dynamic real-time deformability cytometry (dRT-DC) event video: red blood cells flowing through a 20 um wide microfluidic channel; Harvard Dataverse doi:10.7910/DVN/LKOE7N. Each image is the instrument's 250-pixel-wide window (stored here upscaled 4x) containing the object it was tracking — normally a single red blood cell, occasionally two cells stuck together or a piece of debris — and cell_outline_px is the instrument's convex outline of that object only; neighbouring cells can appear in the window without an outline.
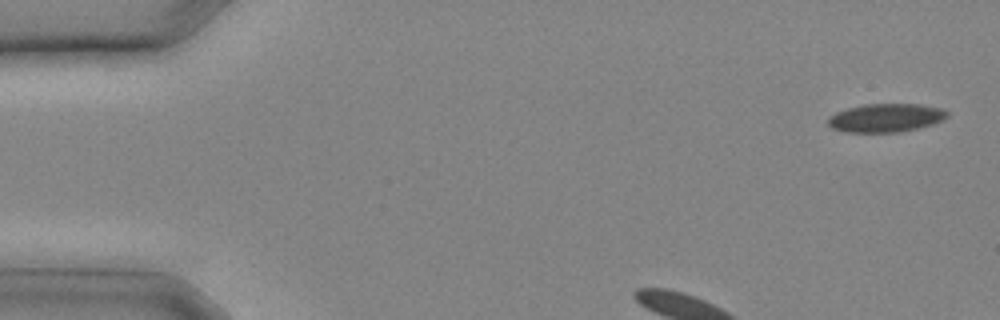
{"species": "common noctule bat (a hibernating species)", "species_latin": "Nyctalus noctula", "temperature_condition": "cold", "stored_images_in_passage": 22, "camera_frame_rate_fps": 3000, "um_per_image_px": 0.085, "animal": {"sex": "male", "body_mass_g": 20.4}, "frame": {"image": 1, "passage_image": 1, "time_ms": 0.0, "image_size_px": [1000, 320], "cell_outline_px": [[948, 116], [944, 120], [936, 124], [900, 132], [844, 132], [832, 128], [828, 124], [828, 116], [836, 112], [848, 108], [864, 104], [920, 104], [940, 108], [948, 112]], "centroid_in_image_um": [75.31, 10.02], "position_along_channel_um": 9.7, "area_um2": 19.94}}
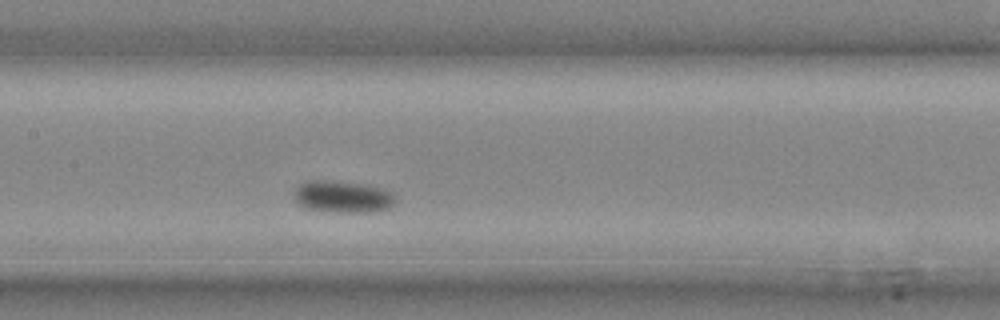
{"frame": {"image": 2, "passage_image": 10, "time_ms": 3.0, "image_size_px": [1000, 320], "cell_outline_px": [[396, 200], [388, 208], [380, 212], [332, 212], [308, 208], [300, 204], [296, 200], [296, 188], [300, 184], [308, 180], [320, 180], [360, 184], [384, 188], [392, 192]], "centroid_in_image_um": [29.19, 16.73], "position_along_channel_um": 178.2, "area_um2": 18.61}}
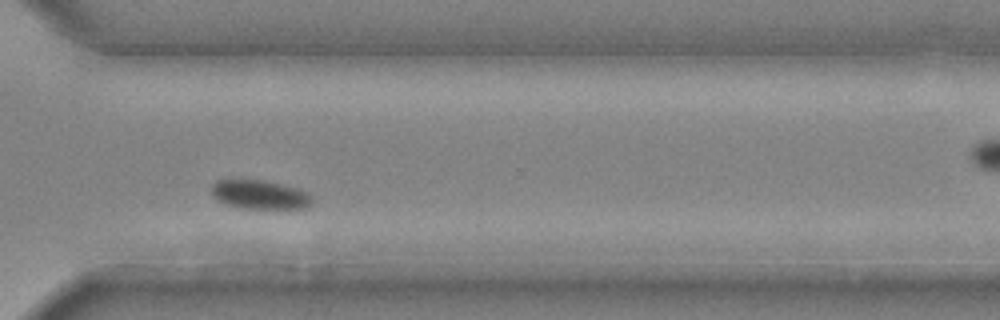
{"frame": {"image": 3, "passage_image": 17, "time_ms": 5.333, "image_size_px": [1000, 320], "cell_outline_px": [[312, 204], [308, 208], [240, 208], [224, 204], [216, 200], [212, 196], [212, 184], [216, 180], [260, 180], [280, 184], [296, 188], [308, 192], [312, 196]], "centroid_in_image_um": [22.07, 16.55], "position_along_channel_um": 348.5, "area_um2": 16.99}}